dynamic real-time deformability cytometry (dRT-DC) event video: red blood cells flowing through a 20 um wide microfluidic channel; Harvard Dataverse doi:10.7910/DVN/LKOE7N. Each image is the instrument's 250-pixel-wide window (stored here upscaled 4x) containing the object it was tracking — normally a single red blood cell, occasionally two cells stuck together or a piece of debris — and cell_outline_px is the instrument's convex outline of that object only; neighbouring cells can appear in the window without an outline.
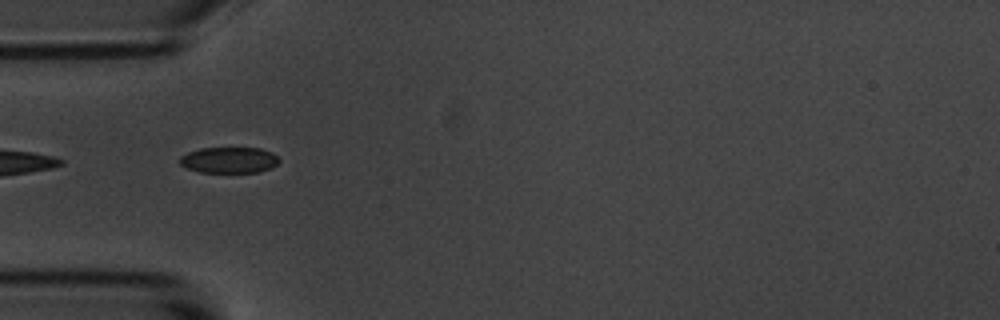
{"species": "common noctule bat (a hibernating species)", "species_latin": "Nyctalus noctula", "temperature_condition": "room temperature", "stored_images_in_passage": 13, "segment_of_instrument_passage": [2, 2], "camera_frame_rate_fps": 3000, "um_per_image_px": 0.085, "animal": {"sex": "male", "body_mass_g": 20.1, "forearm_length_mm": 53.5}, "frame": {"image": 1, "passage_image": 3, "time_ms": 3.333, "image_size_px": [1000, 320], "cell_outline_px": [[280, 160], [272, 168], [256, 172], [200, 172], [188, 168], [180, 164], [180, 156], [188, 152], [200, 148], [260, 148], [272, 152]], "centroid_in_image_um": [19.48, 13.6], "position_along_channel_um": 65.5, "area_um2": 14.97}}
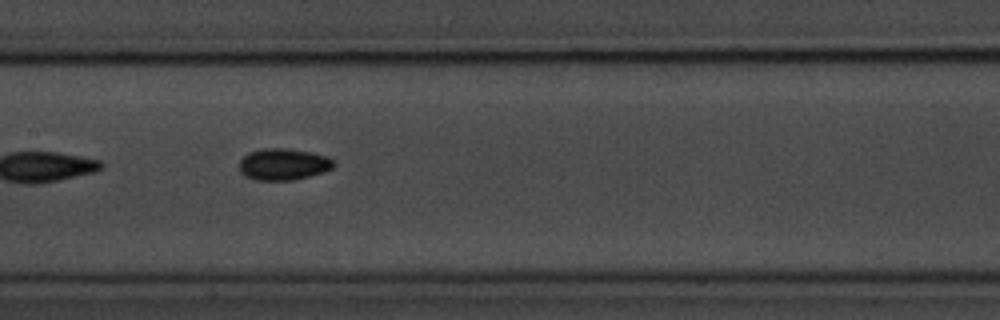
{"frame": {"image": 2, "passage_image": 6, "time_ms": 6.667, "image_size_px": [1000, 320], "cell_outline_px": [[336, 164], [332, 168], [324, 172], [292, 180], [256, 180], [244, 176], [240, 172], [240, 160], [248, 152], [260, 148], [284, 148], [312, 152], [328, 156], [336, 160]], "centroid_in_image_um": [24.1, 13.95], "position_along_channel_um": 183.3, "area_um2": 17.63}}